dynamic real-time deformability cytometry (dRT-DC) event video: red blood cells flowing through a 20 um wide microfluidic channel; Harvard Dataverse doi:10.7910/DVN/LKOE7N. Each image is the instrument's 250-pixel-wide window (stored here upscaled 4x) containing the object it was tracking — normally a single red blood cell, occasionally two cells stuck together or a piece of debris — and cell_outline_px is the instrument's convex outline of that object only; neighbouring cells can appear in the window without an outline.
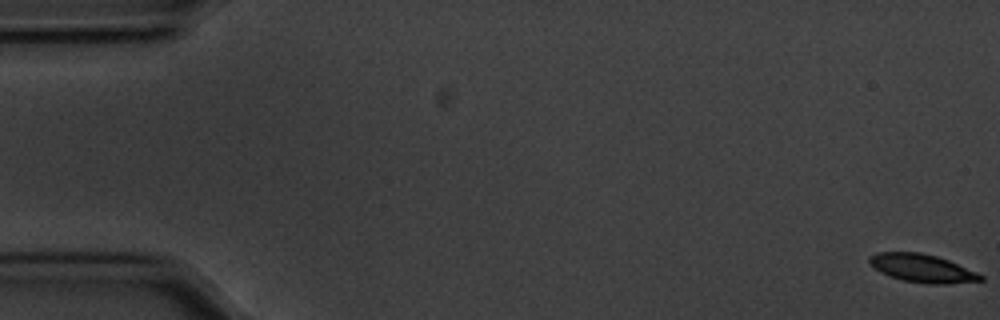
{"species": "common noctule bat (a hibernating species)", "species_latin": "Nyctalus noctula", "temperature_condition": "cold", "stored_images_in_passage": 57, "camera_frame_rate_fps": 3000, "um_per_image_px": 0.085, "animal": {"sex": "male", "body_mass_g": 20.1, "forearm_length_mm": 53.5}, "frame": {"image": 1, "passage_image": 1, "time_ms": 0.0, "image_size_px": [1000, 320], "cell_outline_px": [[984, 280], [944, 284], [928, 284], [904, 280], [888, 276], [880, 272], [868, 260], [868, 256], [876, 252], [920, 252], [936, 256], [948, 260], [976, 272], [984, 276]], "centroid_in_image_um": [78.37, 22.79], "position_along_channel_um": 6.6, "area_um2": 18.09}}
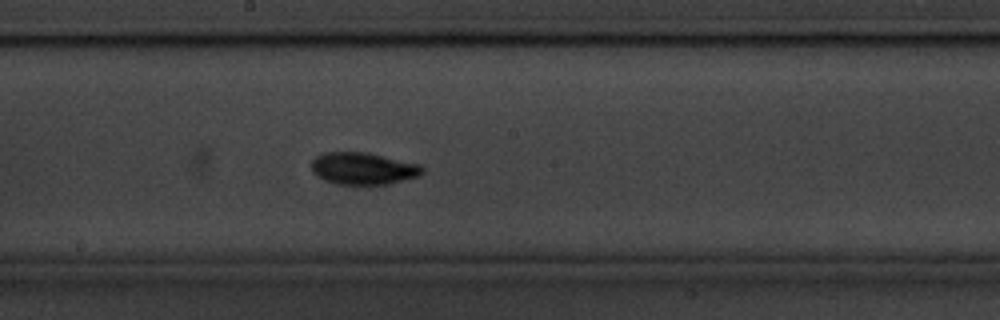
{"frame": {"image": 2, "passage_image": 31, "time_ms": 10.0, "image_size_px": [1000, 320], "cell_outline_px": [[424, 172], [420, 176], [388, 184], [336, 184], [324, 180], [316, 176], [312, 172], [312, 160], [316, 156], [324, 152], [368, 152], [420, 164], [424, 168]], "centroid_in_image_um": [30.88, 14.32], "position_along_channel_um": 217.3, "area_um2": 20.92}}
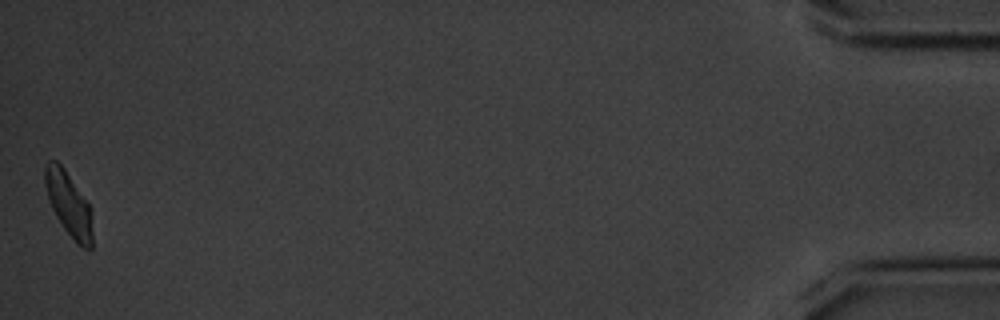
{"frame": {"image": 3, "passage_image": 57, "time_ms": 18.667, "image_size_px": [1000, 320], "cell_outline_px": [[92, 248], [88, 252], [80, 248], [76, 244], [64, 228], [56, 216], [48, 200], [44, 184], [44, 168], [48, 160], [56, 160], [64, 168], [88, 204], [92, 212]], "centroid_in_image_um": [5.84, 17.4], "position_along_channel_um": 429.4, "area_um2": 17.92}, "authors_computed_cell_mechanics": {"area_um2": 18.7272, "velocity_mm_per_s": 3.5268, "shape_relaxation_time_tau1_ms": 2.2385, "shape_relaxation_time_tau2_ms": 4.4367, "deformation_change_tau1": 0.1211, "deformation_change_tau2": 0.0867}}